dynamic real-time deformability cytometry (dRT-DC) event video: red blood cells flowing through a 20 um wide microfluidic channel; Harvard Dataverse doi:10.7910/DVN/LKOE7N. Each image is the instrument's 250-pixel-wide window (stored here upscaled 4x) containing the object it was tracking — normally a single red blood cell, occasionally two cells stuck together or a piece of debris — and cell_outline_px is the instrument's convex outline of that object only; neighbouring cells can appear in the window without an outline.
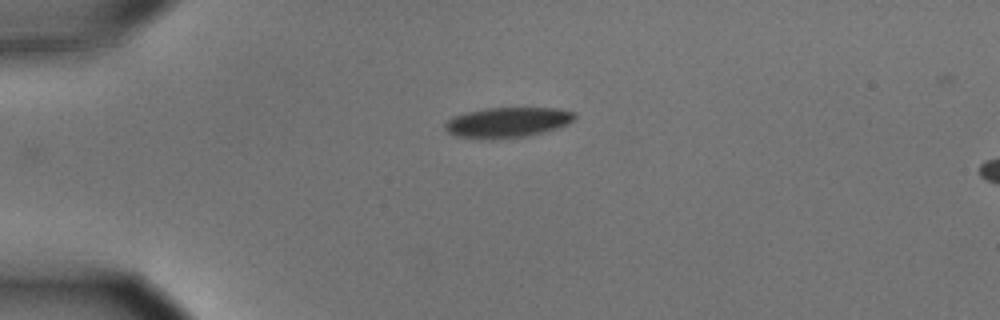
{"species": "common noctule bat (a hibernating species)", "species_latin": "Nyctalus noctula", "temperature_condition": "cold", "stored_images_in_passage": 3, "camera_frame_rate_fps": 3000, "um_per_image_px": 0.085, "animal": {"sex": "male", "body_mass_g": 15.6}, "frame": {"image": 1, "passage_image": 1, "time_ms": 0.0, "image_size_px": [1000, 320], "cell_outline_px": [[576, 116], [568, 124], [544, 132], [524, 136], [460, 136], [448, 132], [444, 128], [444, 124], [452, 116], [464, 112], [484, 108], [560, 108], [576, 112]], "centroid_in_image_um": [43.18, 10.34], "position_along_channel_um": 41.8, "area_um2": 22.02}}
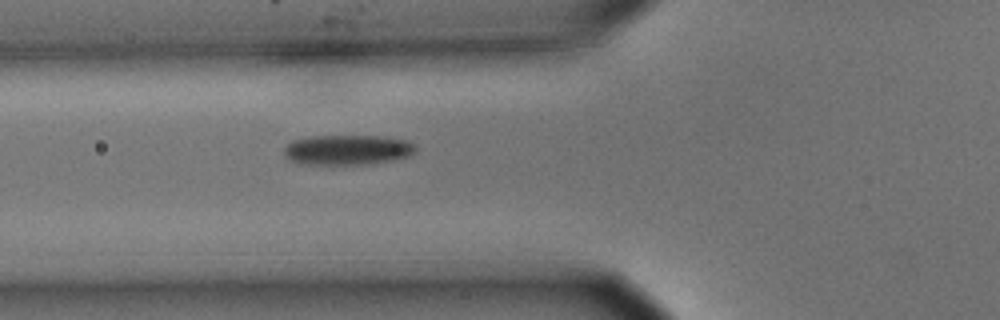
{"frame": {"image": 2, "passage_image": 3, "time_ms": 0.667, "image_size_px": [1000, 320], "cell_outline_px": [[416, 152], [412, 156], [396, 160], [372, 164], [300, 164], [288, 160], [284, 156], [284, 148], [292, 140], [312, 136], [380, 136], [408, 140], [416, 144]], "centroid_in_image_um": [29.58, 12.74], "position_along_channel_um": 96.2, "area_um2": 23.52}}